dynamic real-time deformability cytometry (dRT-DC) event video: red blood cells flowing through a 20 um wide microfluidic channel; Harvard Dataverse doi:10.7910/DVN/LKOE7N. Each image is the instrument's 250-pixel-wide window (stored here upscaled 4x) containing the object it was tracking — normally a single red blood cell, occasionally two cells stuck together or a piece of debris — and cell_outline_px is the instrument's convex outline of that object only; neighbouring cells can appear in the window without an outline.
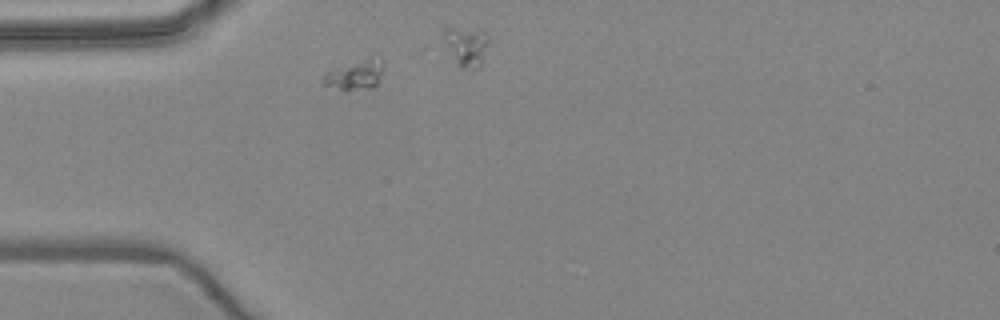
{"species": "common noctule bat (a hibernating species)", "species_latin": "Nyctalus noctula", "temperature_condition": "warm", "stored_images_in_passage": 3, "camera_frame_rate_fps": 3000, "um_per_image_px": 0.085, "animal": {"sex": "female", "body_mass_g": 24.6, "forearm_length_mm": 56.2}, "frame": {"image": 1, "passage_image": 1, "time_ms": 0.0, "image_size_px": [1000, 320], "cell_outline_px": [[384, 68], [376, 84], [372, 88], [344, 92], [320, 84], [324, 76], [328, 72], [372, 52], [376, 52], [384, 60]], "centroid_in_image_um": [30.26, 6.3], "position_along_channel_um": 54.7, "area_um2": 11.44}}